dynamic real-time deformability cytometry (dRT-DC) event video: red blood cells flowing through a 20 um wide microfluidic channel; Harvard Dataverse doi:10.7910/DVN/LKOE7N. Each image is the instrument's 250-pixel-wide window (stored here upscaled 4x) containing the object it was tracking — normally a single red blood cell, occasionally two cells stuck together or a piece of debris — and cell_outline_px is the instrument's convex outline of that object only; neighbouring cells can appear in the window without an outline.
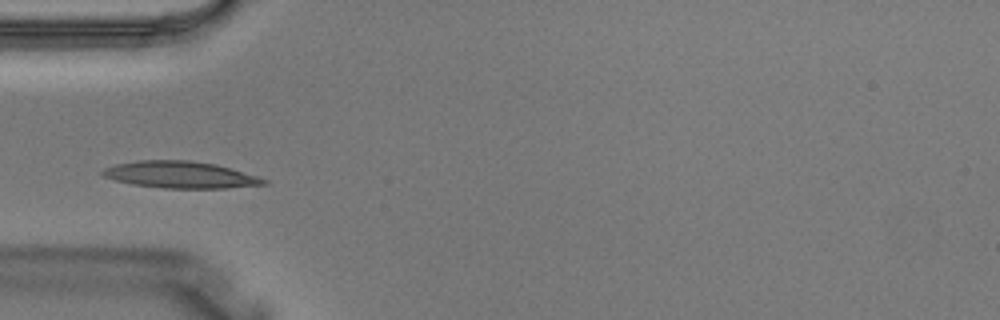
{"species": "Egyptian fruit bat (a non-hibernating species)", "species_latin": "Rousettus aegyptiacus", "temperature_condition": "warm", "stored_images_in_passage": 1, "camera_frame_rate_fps": 3000, "um_per_image_px": 0.085, "animal": {"sex": "male"}, "frame": {"image": 1, "passage_image": 1, "time_ms": 0.0, "image_size_px": [1000, 320], "cell_outline_px": [[268, 184], [228, 188], [164, 188], [132, 184], [116, 180], [104, 176], [100, 172], [104, 168], [116, 164], [140, 160], [192, 160], [216, 164], [256, 176], [268, 180]], "centroid_in_image_um": [15.33, 14.85], "position_along_channel_um": 69.7, "area_um2": 25.03}}